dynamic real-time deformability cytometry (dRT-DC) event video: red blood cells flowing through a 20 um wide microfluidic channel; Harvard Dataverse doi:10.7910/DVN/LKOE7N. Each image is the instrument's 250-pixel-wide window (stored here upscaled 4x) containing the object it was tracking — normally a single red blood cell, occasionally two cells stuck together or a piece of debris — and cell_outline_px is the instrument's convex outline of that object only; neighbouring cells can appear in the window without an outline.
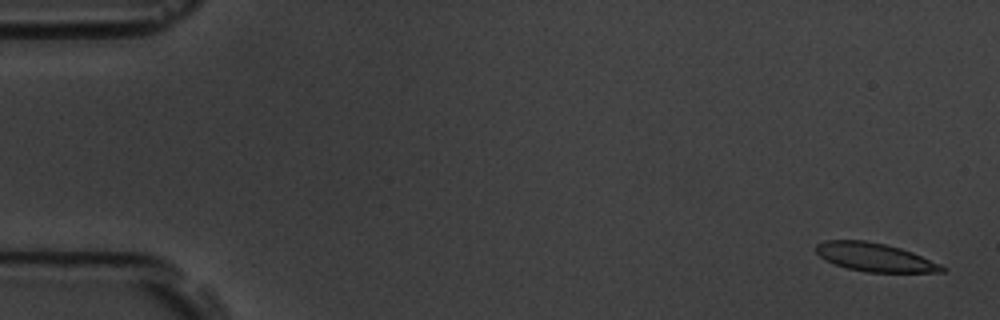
{"species": "common noctule bat (a hibernating species)", "species_latin": "Nyctalus noctula", "temperature_condition": "room temperature", "stored_images_in_passage": 6, "camera_frame_rate_fps": 3000, "um_per_image_px": 0.085, "animal": {"sex": "male", "body_mass_g": 19.5, "forearm_length_mm": 54.6}, "frame": {"image": 1, "passage_image": 1, "time_ms": 0.0, "image_size_px": [1000, 320], "cell_outline_px": [[948, 268], [944, 272], [868, 272], [848, 268], [836, 264], [820, 256], [816, 252], [816, 244], [824, 240], [864, 240], [884, 244], [900, 248], [912, 252], [940, 264]], "centroid_in_image_um": [74.37, 21.86], "position_along_channel_um": 10.6, "area_um2": 20.63}}
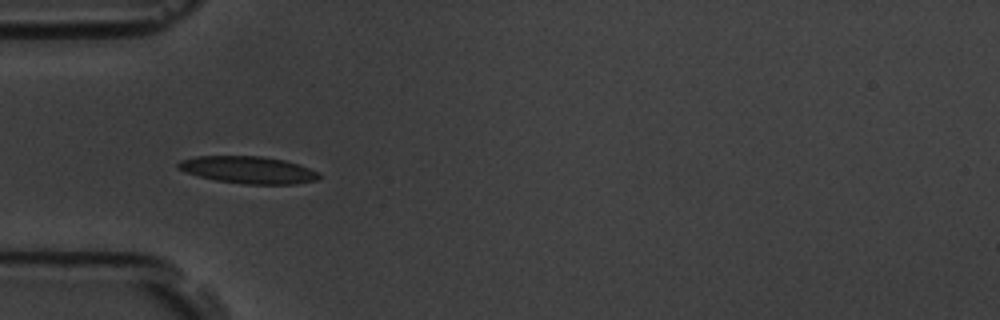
{"frame": {"image": 2, "passage_image": 5, "time_ms": 5.333, "image_size_px": [1000, 320], "cell_outline_px": [[320, 176], [316, 180], [296, 184], [244, 184], [216, 180], [184, 172], [176, 168], [176, 164], [180, 160], [196, 156], [260, 156], [284, 160], [308, 168], [316, 172]], "centroid_in_image_um": [21.03, 14.44], "position_along_channel_um": 64.0, "area_um2": 22.14}}
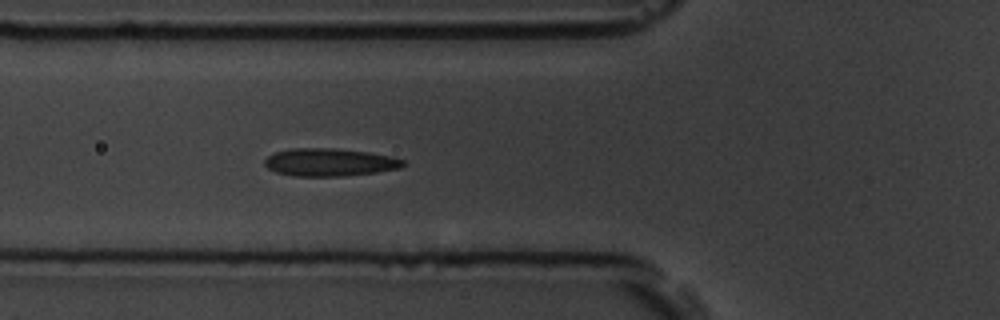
{"frame": {"image": 3, "passage_image": 6, "time_ms": 6.333, "image_size_px": [1000, 320], "cell_outline_px": [[404, 164], [400, 168], [376, 172], [344, 176], [296, 176], [276, 172], [268, 168], [264, 164], [264, 160], [272, 152], [292, 148], [332, 148], [368, 152], [392, 156], [404, 160]], "centroid_in_image_um": [27.99, 13.79], "position_along_channel_um": 97.8, "area_um2": 22.43}}